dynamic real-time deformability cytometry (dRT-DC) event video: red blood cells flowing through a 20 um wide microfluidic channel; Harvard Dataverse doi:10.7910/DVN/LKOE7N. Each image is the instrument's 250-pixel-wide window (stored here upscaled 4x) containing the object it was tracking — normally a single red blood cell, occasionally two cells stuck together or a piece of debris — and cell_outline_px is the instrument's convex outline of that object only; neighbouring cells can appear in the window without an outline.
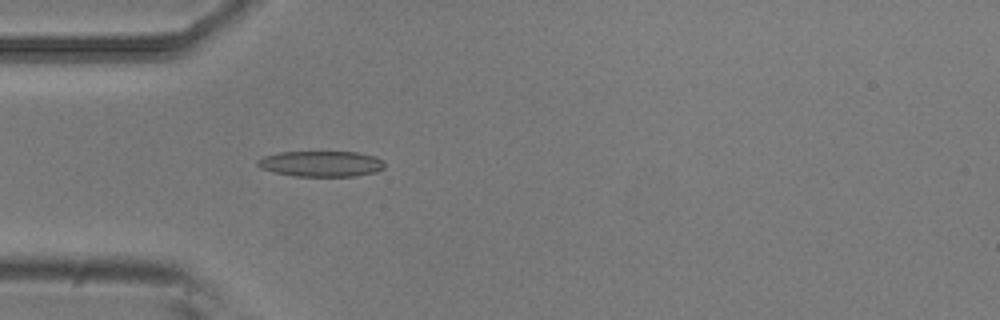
{"species": "common noctule bat (a hibernating species)", "species_latin": "Nyctalus noctula", "temperature_condition": "room temperature", "stored_images_in_passage": 4, "camera_frame_rate_fps": 3000, "um_per_image_px": 0.085, "animal": {"sex": "male", "body_mass_g": 20.5, "forearm_length_mm": 52.5}, "frame": {"image": 1, "passage_image": 4, "time_ms": 1.0, "image_size_px": [1000, 320], "cell_outline_px": [[384, 168], [376, 172], [356, 176], [296, 176], [272, 172], [260, 168], [256, 164], [256, 160], [264, 156], [280, 152], [356, 152], [376, 156], [384, 160]], "centroid_in_image_um": [27.3, 13.92], "position_along_channel_um": 57.7, "area_um2": 19.19}}